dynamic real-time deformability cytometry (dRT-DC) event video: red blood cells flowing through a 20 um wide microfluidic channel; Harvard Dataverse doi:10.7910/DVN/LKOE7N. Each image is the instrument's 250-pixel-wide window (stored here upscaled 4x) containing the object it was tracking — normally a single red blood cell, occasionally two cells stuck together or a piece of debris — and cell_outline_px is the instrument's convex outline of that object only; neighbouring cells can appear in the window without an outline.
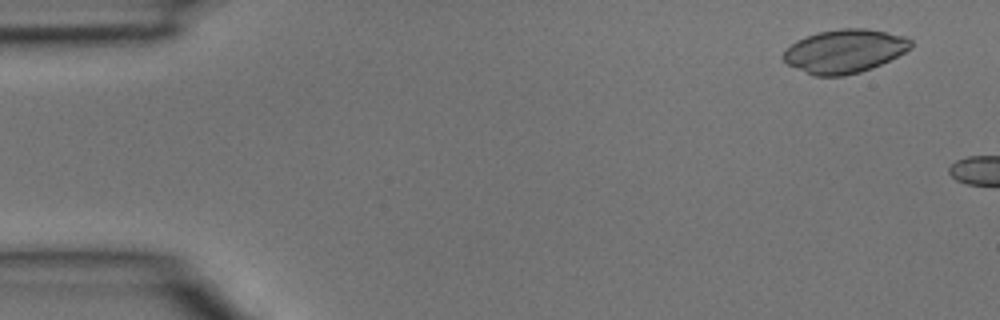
{"species": "common noctule bat (a hibernating species)", "species_latin": "Nyctalus noctula", "temperature_condition": "room temperature", "stored_images_in_passage": 4, "camera_frame_rate_fps": 3000, "um_per_image_px": 0.085, "animal": {"sex": "male", "body_mass_g": 15.6}, "frame": {"image": 1, "passage_image": 1, "time_ms": 0.0, "image_size_px": [1000, 320], "cell_outline_px": [[912, 48], [872, 68], [860, 72], [844, 76], [816, 76], [788, 64], [780, 56], [796, 40], [804, 36], [820, 32], [840, 28], [864, 28], [908, 36], [912, 40]], "centroid_in_image_um": [71.8, 4.33], "position_along_channel_um": 13.2, "area_um2": 32.25}}